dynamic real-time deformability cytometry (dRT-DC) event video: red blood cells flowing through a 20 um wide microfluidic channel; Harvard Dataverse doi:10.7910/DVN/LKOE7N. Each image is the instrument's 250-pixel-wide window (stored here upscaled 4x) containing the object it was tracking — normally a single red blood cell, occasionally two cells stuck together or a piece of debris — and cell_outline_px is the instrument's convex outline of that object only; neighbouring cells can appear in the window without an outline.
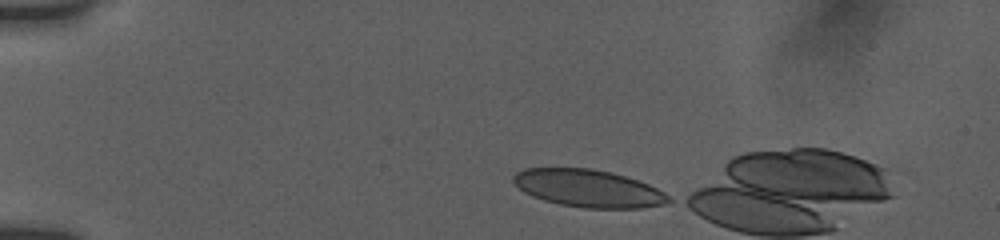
{"species": "human", "species_latin": "Homo sapiens", "temperature_condition": "room temperature", "stored_images_in_passage": 6, "camera_frame_rate_fps": 3000, "um_per_image_px": 0.085, "donor": {"sex": "female"}, "frame": {"image": 1, "passage_image": 1, "time_ms": 0.0, "image_size_px": [1000, 240], "cell_outline_px": [[672, 200], [664, 204], [640, 208], [584, 208], [560, 204], [544, 200], [532, 196], [524, 192], [512, 180], [512, 176], [516, 172], [524, 168], [592, 168], [624, 176], [648, 184], [672, 196]], "centroid_in_image_um": [50.0, 16.01], "position_along_channel_um": 35.0, "area_um2": 33.81}}